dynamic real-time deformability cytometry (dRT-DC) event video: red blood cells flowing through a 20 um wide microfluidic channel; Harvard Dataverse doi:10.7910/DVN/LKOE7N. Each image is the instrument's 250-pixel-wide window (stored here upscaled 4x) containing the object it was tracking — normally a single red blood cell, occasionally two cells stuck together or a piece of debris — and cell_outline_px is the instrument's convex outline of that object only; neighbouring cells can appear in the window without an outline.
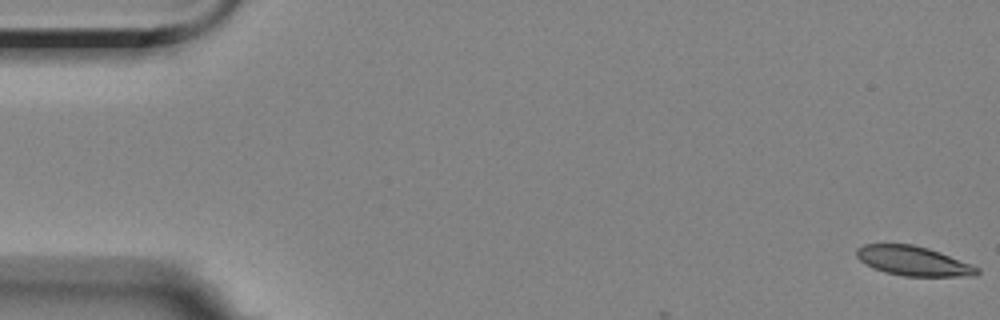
{"species": "Egyptian fruit bat (a non-hibernating species)", "species_latin": "Rousettus aegyptiacus", "temperature_condition": "room temperature", "stored_images_in_passage": 4, "camera_frame_rate_fps": 3000, "um_per_image_px": 0.085, "animal": {"sex": "female"}, "frame": {"image": 1, "passage_image": 1, "time_ms": 0.0, "image_size_px": [1000, 320], "cell_outline_px": [[980, 272], [976, 276], [904, 276], [884, 272], [872, 268], [860, 260], [856, 256], [856, 248], [864, 244], [912, 244], [928, 248], [940, 252], [972, 264], [980, 268]], "centroid_in_image_um": [77.64, 22.18], "position_along_channel_um": 7.4, "area_um2": 20.87}}